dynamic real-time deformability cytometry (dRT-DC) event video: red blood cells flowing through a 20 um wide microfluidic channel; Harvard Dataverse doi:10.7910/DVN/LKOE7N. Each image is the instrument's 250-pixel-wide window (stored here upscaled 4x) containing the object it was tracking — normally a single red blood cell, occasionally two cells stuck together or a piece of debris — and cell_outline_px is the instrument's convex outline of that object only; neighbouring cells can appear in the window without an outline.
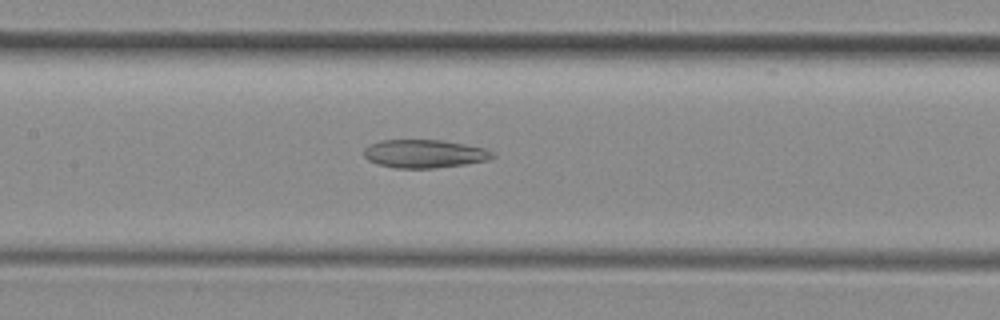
{"species": "common noctule bat (a hibernating species)", "species_latin": "Nyctalus noctula", "temperature_condition": "room temperature", "stored_images_in_passage": 42, "camera_frame_rate_fps": 3000, "um_per_image_px": 0.085, "animal": {"sex": "female", "body_mass_g": 29.2, "forearm_length_mm": 56.3}, "frame": {"image": 1, "passage_image": 15, "time_ms": 4.667, "image_size_px": [1000, 320], "cell_outline_px": [[496, 156], [488, 160], [464, 164], [436, 168], [396, 168], [376, 164], [368, 160], [364, 156], [364, 148], [380, 140], [440, 140], [464, 144], [484, 148], [492, 152]], "centroid_in_image_um": [36.06, 13.07], "position_along_channel_um": 171.3, "area_um2": 21.1}}
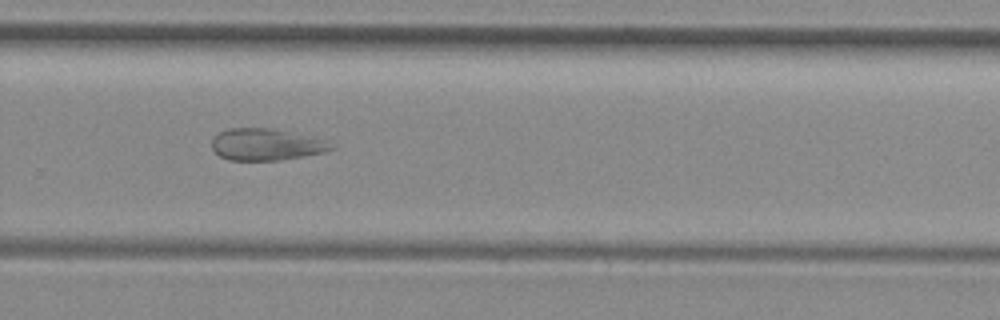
{"frame": {"image": 2, "passage_image": 25, "time_ms": 8.0, "image_size_px": [1000, 320], "cell_outline_px": [[336, 148], [304, 156], [276, 160], [228, 160], [220, 156], [212, 148], [212, 136], [228, 128], [268, 128], [320, 140], [336, 144]], "centroid_in_image_um": [22.53, 12.29], "position_along_channel_um": 307.3, "area_um2": 21.5}}
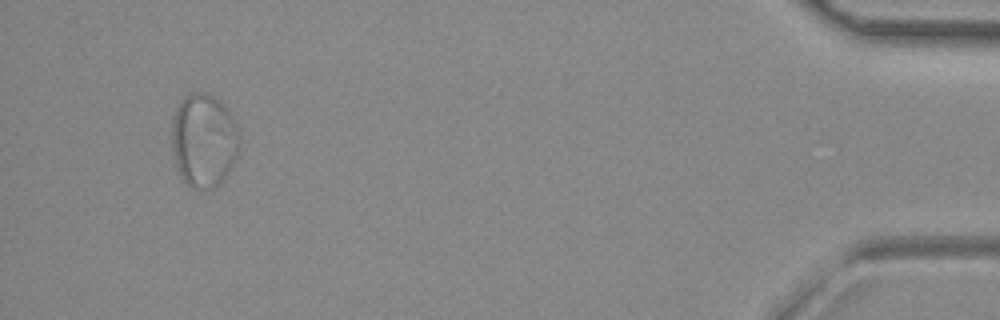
{"frame": {"image": 3, "passage_image": 39, "time_ms": 12.667, "image_size_px": [1000, 320], "cell_outline_px": [[240, 148], [236, 160], [232, 168], [224, 180], [220, 184], [212, 188], [196, 188], [188, 184], [184, 180], [176, 164], [172, 144], [172, 120], [176, 108], [184, 96], [192, 92], [204, 92], [220, 100], [236, 124], [240, 136]], "centroid_in_image_um": [17.35, 11.92], "position_along_channel_um": 417.8, "area_um2": 36.99}, "authors_computed_cell_mechanics": {"area_um2": 27.3683, "velocity_mm_per_s": 4.0974, "shape_relaxation_time_tau1_ms": null, "shape_relaxation_time_tau2_ms": 2.2439, "deformation_change_tau1": null, "deformation_change_tau2": 0.0831}}